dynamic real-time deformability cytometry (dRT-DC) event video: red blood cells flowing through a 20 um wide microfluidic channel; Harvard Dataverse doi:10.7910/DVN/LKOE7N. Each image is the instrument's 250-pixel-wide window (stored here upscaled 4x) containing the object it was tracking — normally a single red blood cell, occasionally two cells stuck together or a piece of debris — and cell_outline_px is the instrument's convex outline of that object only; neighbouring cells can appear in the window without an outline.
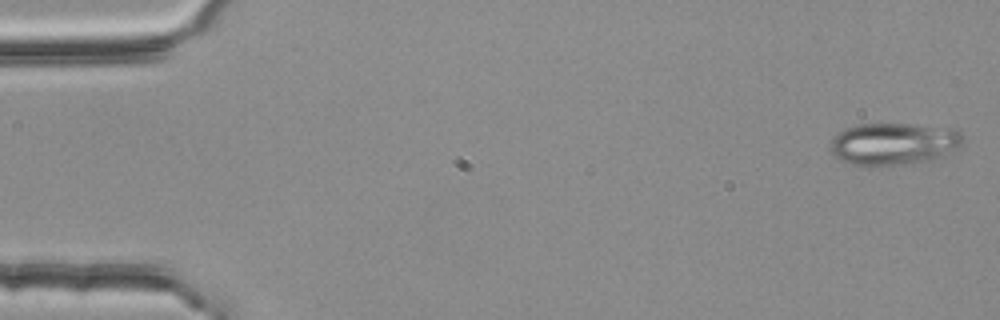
{"species": "common noctule bat (a hibernating species)", "species_latin": "Nyctalus noctula", "temperature_condition": "room temperature", "stored_images_in_passage": 3, "camera_frame_rate_fps": 3000, "um_per_image_px": 0.085, "animal": {"sex": "female", "body_mass_g": 25.1}, "frame": {"image": 1, "passage_image": 1, "time_ms": 0.0, "image_size_px": [1000, 320], "cell_outline_px": [[964, 144], [956, 148], [936, 156], [924, 160], [904, 164], [852, 164], [840, 160], [832, 152], [832, 140], [836, 132], [844, 128], [860, 124], [904, 124], [956, 128], [964, 136]], "centroid_in_image_um": [75.96, 12.18], "position_along_channel_um": 9.0, "area_um2": 31.79}}